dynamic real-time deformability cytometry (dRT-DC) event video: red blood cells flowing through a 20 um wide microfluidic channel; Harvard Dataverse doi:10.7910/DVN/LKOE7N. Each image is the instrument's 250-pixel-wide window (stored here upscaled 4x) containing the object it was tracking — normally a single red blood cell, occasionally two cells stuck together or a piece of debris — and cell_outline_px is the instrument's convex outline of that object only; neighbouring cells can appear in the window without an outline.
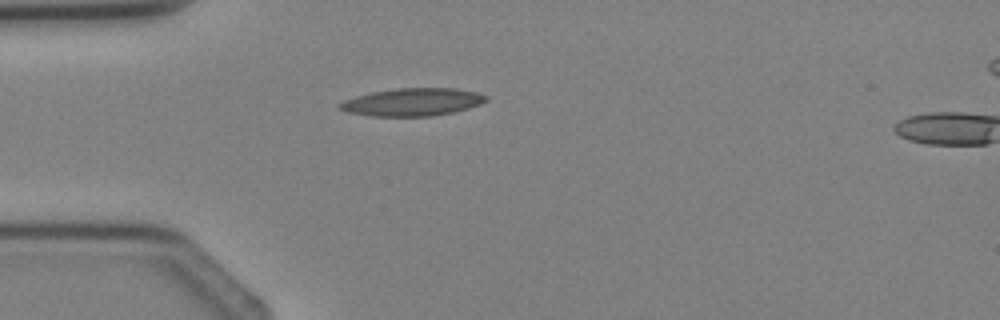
{"species": "Egyptian fruit bat (a non-hibernating species)", "species_latin": "Rousettus aegyptiacus", "temperature_condition": "cold", "stored_images_in_passage": 2, "camera_frame_rate_fps": 3000, "um_per_image_px": 0.085, "animal": {"sex": "female"}, "frame": {"image": 1, "passage_image": 1, "time_ms": 0.0, "image_size_px": [1000, 320], "cell_outline_px": [[488, 100], [480, 104], [468, 108], [452, 112], [432, 116], [372, 116], [348, 112], [336, 108], [336, 104], [344, 100], [356, 96], [372, 92], [396, 88], [452, 88], [476, 92], [488, 96]], "centroid_in_image_um": [35.03, 8.67], "position_along_channel_um": 50.0, "area_um2": 23.64}}